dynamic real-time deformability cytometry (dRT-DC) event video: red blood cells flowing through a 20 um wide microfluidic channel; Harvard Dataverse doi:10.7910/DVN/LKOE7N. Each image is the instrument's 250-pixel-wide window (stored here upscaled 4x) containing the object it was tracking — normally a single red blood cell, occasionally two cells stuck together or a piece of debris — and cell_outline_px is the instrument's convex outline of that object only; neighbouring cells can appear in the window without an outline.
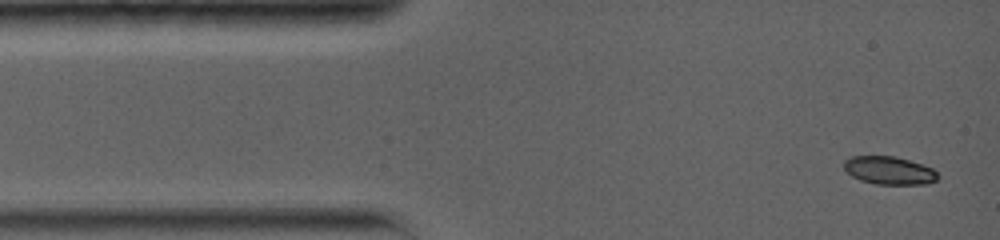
{"species": "common noctule bat (a hibernating species)", "species_latin": "Nyctalus noctula", "temperature_condition": "warm", "stored_images_in_passage": 21, "camera_frame_rate_fps": 5000, "um_per_image_px": 0.085, "animal": {"sex": "female", "body_mass_g": 19.0, "forearm_length_mm": 56.7}, "frame": {"image": 1, "passage_image": 1, "time_ms": 0.0, "image_size_px": [1000, 240], "cell_outline_px": [[936, 180], [928, 184], [876, 184], [860, 180], [852, 176], [844, 168], [844, 160], [852, 156], [896, 156], [932, 168], [936, 172]], "centroid_in_image_um": [75.55, 14.49], "position_along_channel_um": 9.4, "area_um2": 15.14}}
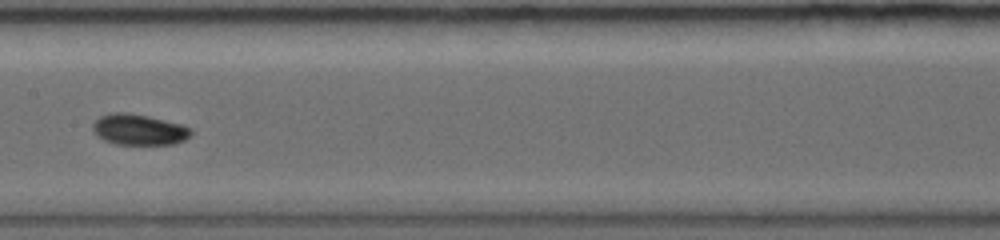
{"frame": {"image": 2, "passage_image": 10, "time_ms": 6.6, "image_size_px": [1000, 240], "cell_outline_px": [[192, 136], [184, 140], [172, 144], [116, 144], [104, 140], [96, 136], [92, 128], [92, 124], [100, 116], [112, 112], [128, 112], [148, 116], [180, 124], [188, 128], [192, 132]], "centroid_in_image_um": [11.77, 11.01], "position_along_channel_um": 195.6, "area_um2": 17.63}}
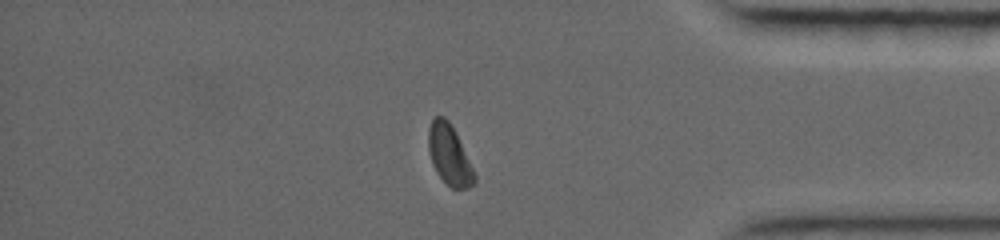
{"frame": {"image": 3, "passage_image": 18, "time_ms": 12.4, "image_size_px": [1000, 240], "cell_outline_px": [[476, 180], [468, 188], [452, 188], [436, 172], [432, 164], [428, 148], [428, 128], [432, 120], [436, 116], [444, 116], [448, 120], [476, 176]], "centroid_in_image_um": [38.15, 13.17], "position_along_channel_um": 397.0, "area_um2": 15.49}, "authors_computed_cell_mechanics": {"area_um2": 16.7042, "velocity_mm_per_s": 3.8388, "shape_relaxation_time_tau1_ms": 4.445, "shape_relaxation_time_tau2_ms": null, "deformation_change_tau1": 0.1039, "deformation_change_tau2": null}}